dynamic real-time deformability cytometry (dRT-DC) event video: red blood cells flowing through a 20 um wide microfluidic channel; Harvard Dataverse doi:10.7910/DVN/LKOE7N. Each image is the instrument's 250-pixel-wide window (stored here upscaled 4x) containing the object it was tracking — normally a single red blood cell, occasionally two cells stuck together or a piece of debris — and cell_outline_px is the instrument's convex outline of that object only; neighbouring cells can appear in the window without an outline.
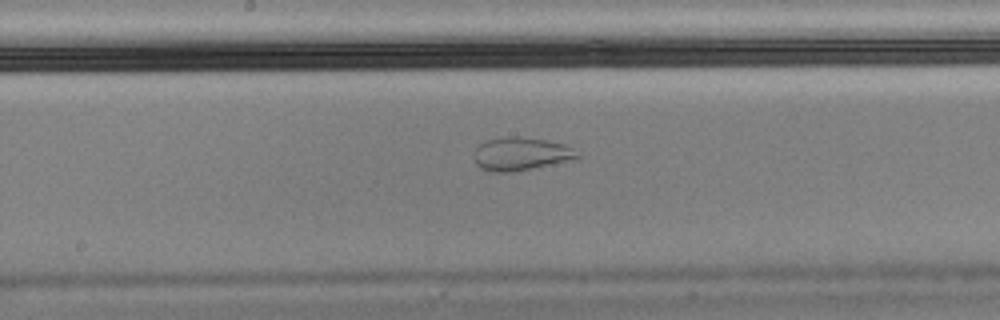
{"species": "Egyptian fruit bat (a non-hibernating species)", "species_latin": "Rousettus aegyptiacus", "temperature_condition": "cold", "stored_images_in_passage": 54, "camera_frame_rate_fps": 3000, "um_per_image_px": 0.085, "animal": {"sex": "male"}, "frame": {"image": 1, "passage_image": 29, "time_ms": 9.333, "image_size_px": [1000, 320], "cell_outline_px": [[580, 156], [572, 160], [512, 172], [488, 172], [480, 168], [476, 164], [476, 148], [484, 140], [508, 136], [520, 136], [544, 140], [564, 144], [572, 148]], "centroid_in_image_um": [44.25, 13.08], "position_along_channel_um": 203.9, "area_um2": 19.83}}
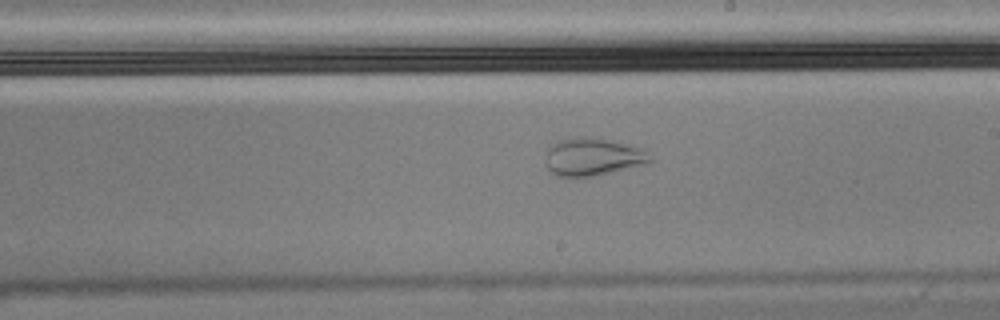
{"frame": {"image": 2, "passage_image": 32, "time_ms": 10.333, "image_size_px": [1000, 320], "cell_outline_px": [[652, 160], [640, 164], [592, 176], [556, 176], [548, 168], [544, 160], [548, 148], [556, 140], [576, 136], [592, 136], [640, 148]], "centroid_in_image_um": [50.24, 13.3], "position_along_channel_um": 238.8, "area_um2": 22.43}}
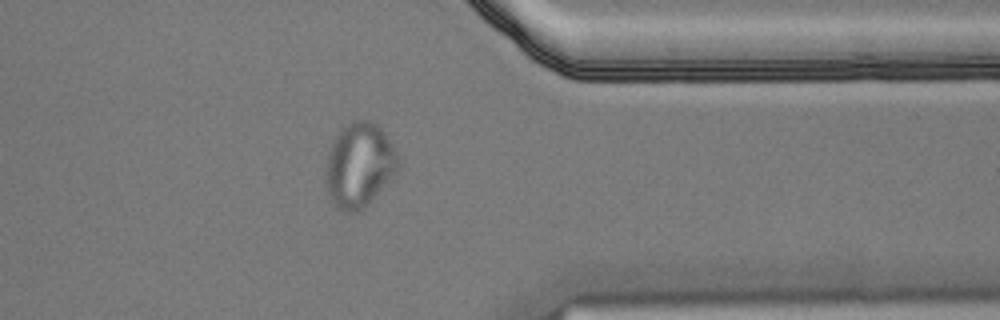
{"frame": {"image": 3, "passage_image": 45, "time_ms": 14.667, "image_size_px": [1000, 320], "cell_outline_px": [[400, 168], [364, 208], [356, 212], [344, 212], [336, 208], [332, 204], [324, 184], [324, 172], [328, 152], [332, 140], [336, 132], [352, 120], [372, 120], [384, 132], [400, 156]], "centroid_in_image_um": [30.51, 14.03], "position_along_channel_um": 380.9, "area_um2": 36.41}}